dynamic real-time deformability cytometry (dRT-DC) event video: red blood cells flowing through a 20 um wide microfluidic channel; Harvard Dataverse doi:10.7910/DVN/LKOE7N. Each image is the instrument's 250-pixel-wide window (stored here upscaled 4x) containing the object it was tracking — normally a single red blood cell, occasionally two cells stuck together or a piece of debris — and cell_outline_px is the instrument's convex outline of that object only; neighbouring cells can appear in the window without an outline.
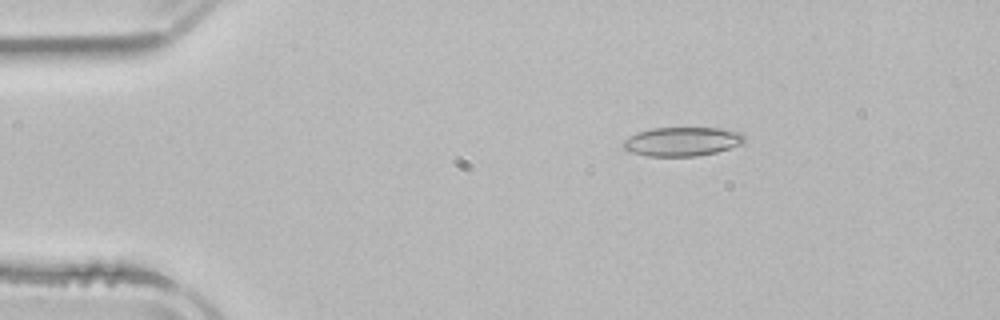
{"species": "common noctule bat (a hibernating species)", "species_latin": "Nyctalus noctula", "temperature_condition": "room temperature", "stored_images_in_passage": 3, "camera_frame_rate_fps": 3000, "um_per_image_px": 0.085, "animal": {"sex": "male", "body_mass_g": 21.5, "forearm_length_mm": 52.0}, "frame": {"image": 1, "passage_image": 2, "time_ms": 2.667, "image_size_px": [1000, 320], "cell_outline_px": [[744, 144], [716, 152], [696, 156], [648, 156], [632, 152], [624, 148], [620, 144], [624, 140], [636, 132], [652, 128], [720, 128], [740, 132], [744, 136]], "centroid_in_image_um": [57.98, 12.03], "position_along_channel_um": 27.0, "area_um2": 20.52}}
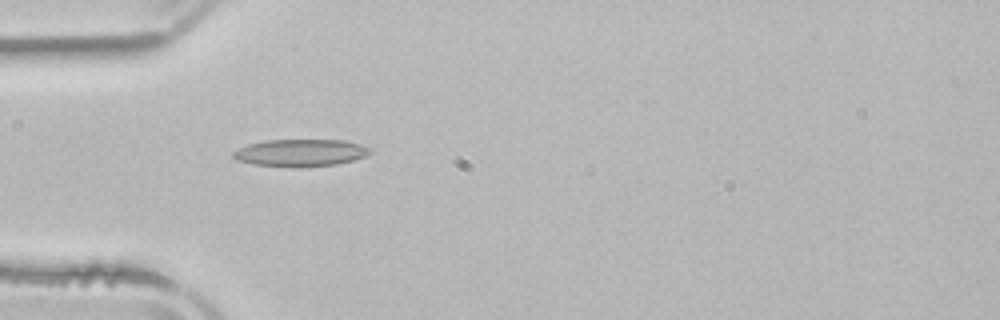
{"frame": {"image": 2, "passage_image": 3, "time_ms": 5.0, "image_size_px": [1000, 320], "cell_outline_px": [[368, 152], [364, 156], [352, 160], [336, 164], [300, 168], [256, 164], [236, 160], [232, 156], [232, 152], [248, 144], [264, 140], [344, 140], [360, 144], [368, 148]], "centroid_in_image_um": [25.49, 12.99], "position_along_channel_um": 59.5, "area_um2": 21.5}}